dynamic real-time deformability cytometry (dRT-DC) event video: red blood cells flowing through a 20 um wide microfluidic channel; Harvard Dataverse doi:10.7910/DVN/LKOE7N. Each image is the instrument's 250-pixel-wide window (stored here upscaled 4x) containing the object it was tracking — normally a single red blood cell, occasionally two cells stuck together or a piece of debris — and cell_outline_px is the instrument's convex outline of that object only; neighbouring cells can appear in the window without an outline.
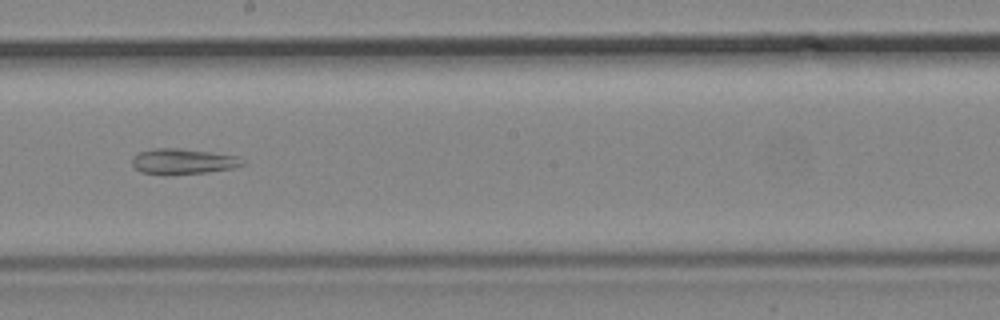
{"species": "common noctule bat (a hibernating species)", "species_latin": "Nyctalus noctula", "temperature_condition": "cold", "stored_images_in_passage": 15, "camera_frame_rate_fps": 3000, "um_per_image_px": 0.085, "animal": {"sex": "male", "body_mass_g": 19.2, "forearm_length_mm": 51.8}, "frame": {"image": 1, "passage_image": 9, "time_ms": 10.667, "image_size_px": [1000, 320], "cell_outline_px": [[244, 164], [232, 168], [204, 172], [168, 176], [140, 172], [132, 164], [132, 156], [140, 152], [152, 148], [180, 148], [212, 152], [236, 156], [244, 160]], "centroid_in_image_um": [15.5, 13.72], "position_along_channel_um": 232.7, "area_um2": 16.59}}
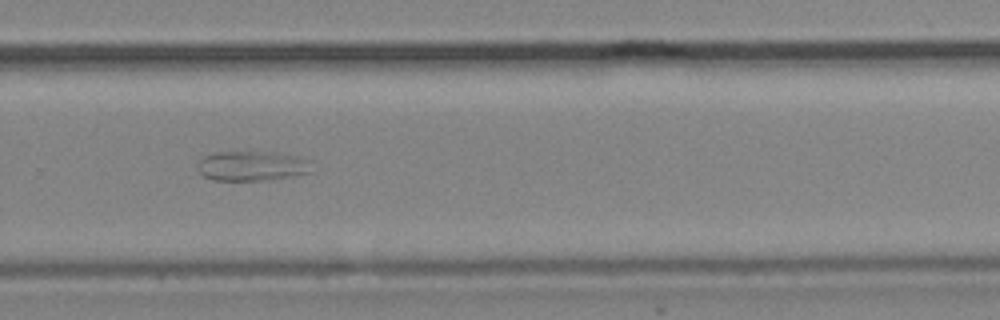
{"frame": {"image": 2, "passage_image": 11, "time_ms": 13.0, "image_size_px": [1000, 320], "cell_outline_px": [[312, 172], [292, 176], [264, 180], [212, 180], [204, 176], [196, 168], [196, 164], [204, 156], [216, 152], [280, 152], [300, 156], [312, 160]], "centroid_in_image_um": [21.47, 14.09], "position_along_channel_um": 308.3, "area_um2": 20.17}}
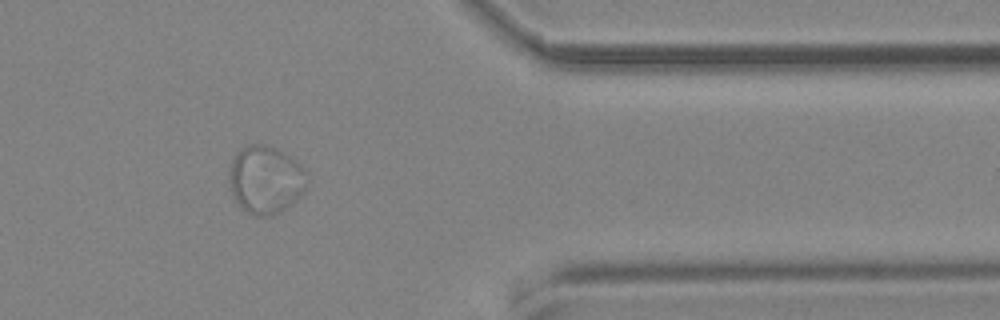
{"frame": {"image": 3, "passage_image": 13, "time_ms": 16.0, "image_size_px": [1000, 320], "cell_outline_px": [[308, 184], [300, 196], [296, 200], [284, 208], [276, 212], [264, 216], [252, 216], [236, 204], [228, 180], [228, 172], [232, 160], [236, 152], [240, 148], [248, 144], [264, 144], [276, 148], [284, 152], [296, 160], [304, 168]], "centroid_in_image_um": [22.54, 15.25], "position_along_channel_um": 388.9, "area_um2": 31.04}}